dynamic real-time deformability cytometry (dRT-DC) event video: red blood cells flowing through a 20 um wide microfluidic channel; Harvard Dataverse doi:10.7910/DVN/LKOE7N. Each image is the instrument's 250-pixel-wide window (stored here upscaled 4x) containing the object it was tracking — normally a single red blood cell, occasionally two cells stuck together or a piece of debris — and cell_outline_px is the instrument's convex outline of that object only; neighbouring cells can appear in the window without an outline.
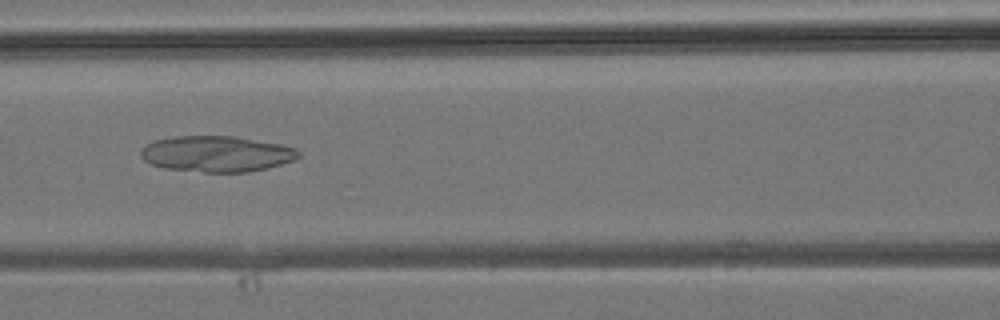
{"species": "common noctule bat (a hibernating species)", "species_latin": "Nyctalus noctula", "temperature_condition": "room temperature", "stored_images_in_passage": 26, "camera_frame_rate_fps": 3000, "um_per_image_px": 0.085, "animal": {"sex": "male", "body_mass_g": 19.2, "forearm_length_mm": 51.8}, "frame": {"image": 1, "passage_image": 7, "time_ms": 2.0, "image_size_px": [1000, 320], "cell_outline_px": [[300, 156], [292, 160], [268, 168], [248, 172], [204, 172], [164, 168], [152, 164], [144, 160], [140, 156], [140, 152], [148, 144], [156, 140], [176, 136], [236, 136], [280, 144], [296, 148], [300, 152]], "centroid_in_image_um": [18.43, 13.08], "position_along_channel_um": 148.2, "area_um2": 32.89}}
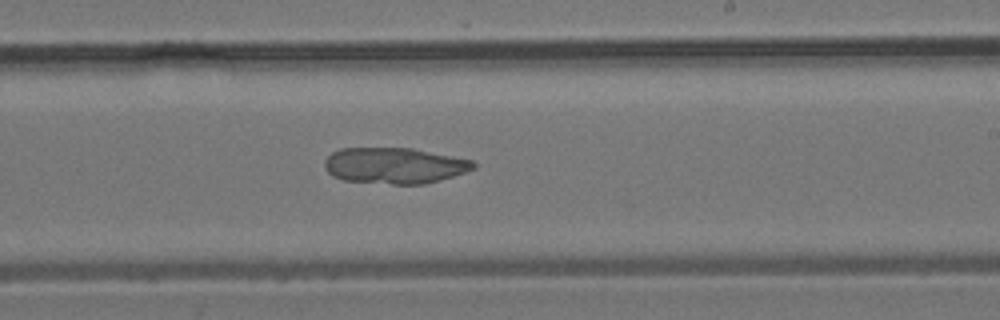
{"frame": {"image": 2, "passage_image": 13, "time_ms": 4.0, "image_size_px": [1000, 320], "cell_outline_px": [[476, 168], [440, 180], [424, 184], [392, 184], [344, 180], [332, 176], [324, 168], [324, 160], [332, 152], [340, 148], [412, 148], [472, 160], [476, 164]], "centroid_in_image_um": [33.51, 14.07], "position_along_channel_um": 255.5, "area_um2": 31.21}}
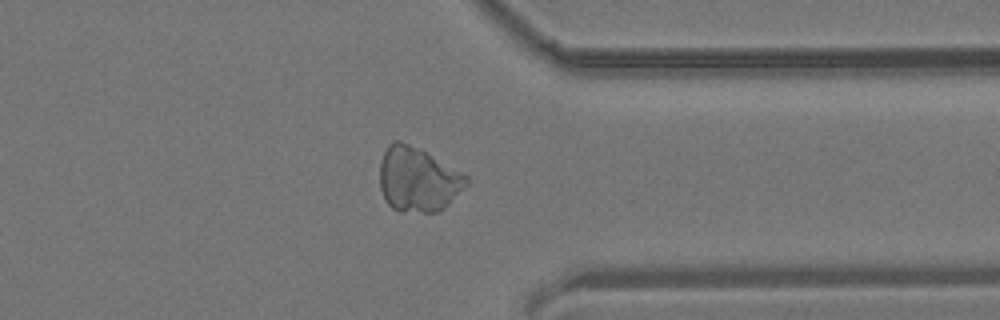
{"frame": {"image": 3, "passage_image": 20, "time_ms": 6.333, "image_size_px": [1000, 320], "cell_outline_px": [[468, 184], [444, 208], [436, 212], [400, 212], [392, 208], [384, 200], [380, 188], [380, 164], [384, 152], [388, 144], [396, 140], [400, 140], [424, 152], [468, 176]], "centroid_in_image_um": [35.49, 15.29], "position_along_channel_um": 375.9, "area_um2": 32.25}}